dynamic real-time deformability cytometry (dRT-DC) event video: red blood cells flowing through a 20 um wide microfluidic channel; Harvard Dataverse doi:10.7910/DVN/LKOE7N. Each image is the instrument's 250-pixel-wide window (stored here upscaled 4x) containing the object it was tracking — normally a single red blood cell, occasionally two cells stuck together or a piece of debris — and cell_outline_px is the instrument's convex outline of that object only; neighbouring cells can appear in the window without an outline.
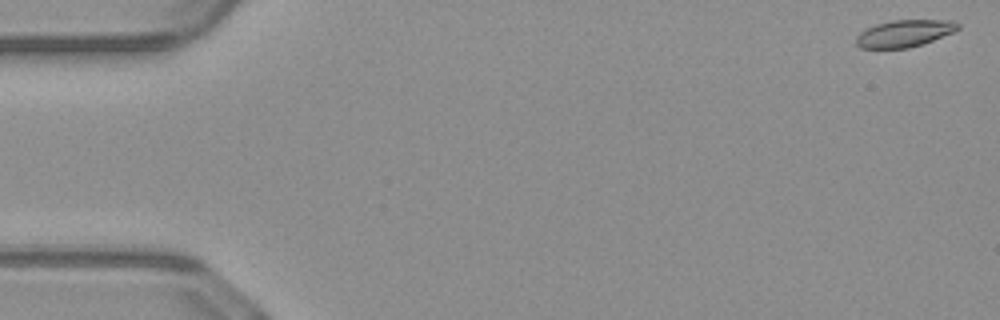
{"species": "common noctule bat (a hibernating species)", "species_latin": "Nyctalus noctula", "temperature_condition": "warm", "stored_images_in_passage": 51, "camera_frame_rate_fps": 3000, "um_per_image_px": 0.085, "animal": {"sex": "male", "body_mass_g": 23.1, "forearm_length_mm": 52.7}, "frame": {"image": 1, "passage_image": 1, "time_ms": 0.0, "image_size_px": [1000, 320], "cell_outline_px": [[960, 28], [952, 32], [924, 44], [908, 48], [860, 48], [856, 44], [856, 36], [860, 32], [876, 24], [892, 20], [952, 20], [960, 24]], "centroid_in_image_um": [76.88, 2.84], "position_along_channel_um": 8.1, "area_um2": 16.01}}
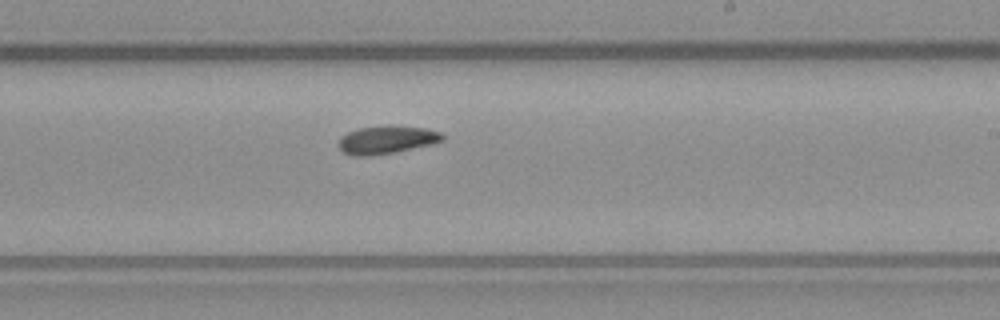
{"frame": {"image": 2, "passage_image": 30, "time_ms": 9.667, "image_size_px": [1000, 320], "cell_outline_px": [[444, 140], [432, 144], [396, 152], [368, 156], [352, 156], [344, 152], [336, 144], [340, 136], [348, 132], [360, 128], [388, 124], [424, 128], [440, 132], [444, 136]], "centroid_in_image_um": [32.84, 11.87], "position_along_channel_um": 256.2, "area_um2": 17.22}}
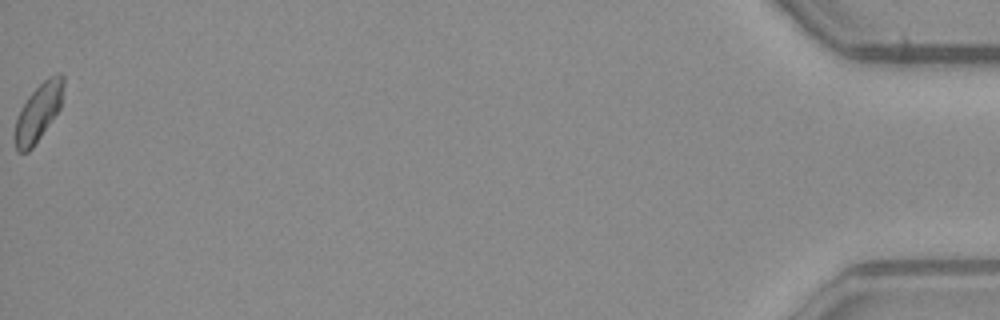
{"frame": {"image": 3, "passage_image": 51, "time_ms": 16.667, "image_size_px": [1000, 320], "cell_outline_px": [[64, 84], [60, 108], [32, 148], [28, 152], [16, 152], [12, 136], [16, 120], [20, 108], [28, 96], [48, 76], [56, 72], [60, 72], [64, 76]], "centroid_in_image_um": [3.23, 9.54], "position_along_channel_um": 432.0, "area_um2": 16.53}, "authors_computed_cell_mechanics": {"area_um2": 16.5886, "velocity_mm_per_s": 4.0695, "shape_relaxation_time_tau1_ms": 6.4857, "shape_relaxation_time_tau2_ms": 10.4124, "deformation_change_tau1": 0.1159, "deformation_change_tau2": 0.11}}